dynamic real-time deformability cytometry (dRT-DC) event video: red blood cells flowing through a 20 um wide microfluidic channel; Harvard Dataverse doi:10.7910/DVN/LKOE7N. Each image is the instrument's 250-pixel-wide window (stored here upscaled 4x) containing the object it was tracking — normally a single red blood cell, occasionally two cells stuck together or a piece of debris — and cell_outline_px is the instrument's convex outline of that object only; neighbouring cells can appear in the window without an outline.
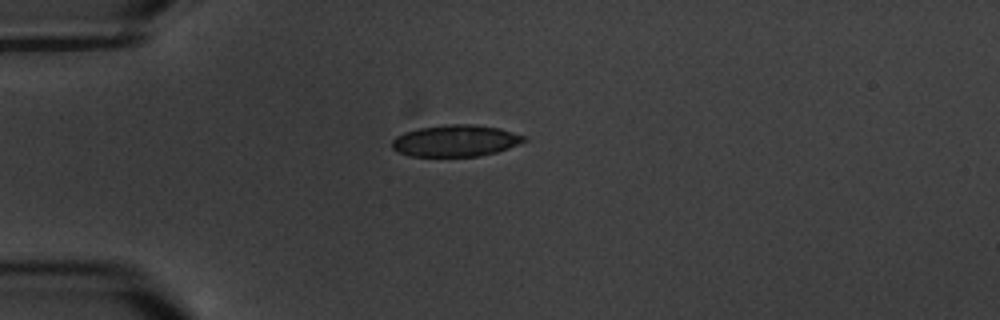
{"species": "common noctule bat (a hibernating species)", "species_latin": "Nyctalus noctula", "temperature_condition": "warm", "stored_images_in_passage": 2, "camera_frame_rate_fps": 3000, "um_per_image_px": 0.085, "animal": {"sex": "male", "body_mass_g": 20.1, "forearm_length_mm": 53.5}, "frame": {"image": 1, "passage_image": 1, "time_ms": 0.0, "image_size_px": [1000, 320], "cell_outline_px": [[528, 140], [508, 148], [496, 152], [476, 156], [408, 156], [396, 152], [392, 148], [392, 140], [396, 136], [404, 132], [420, 128], [448, 124], [472, 124], [500, 128], [524, 136]], "centroid_in_image_um": [38.69, 11.96], "position_along_channel_um": 46.3, "area_um2": 24.28}}